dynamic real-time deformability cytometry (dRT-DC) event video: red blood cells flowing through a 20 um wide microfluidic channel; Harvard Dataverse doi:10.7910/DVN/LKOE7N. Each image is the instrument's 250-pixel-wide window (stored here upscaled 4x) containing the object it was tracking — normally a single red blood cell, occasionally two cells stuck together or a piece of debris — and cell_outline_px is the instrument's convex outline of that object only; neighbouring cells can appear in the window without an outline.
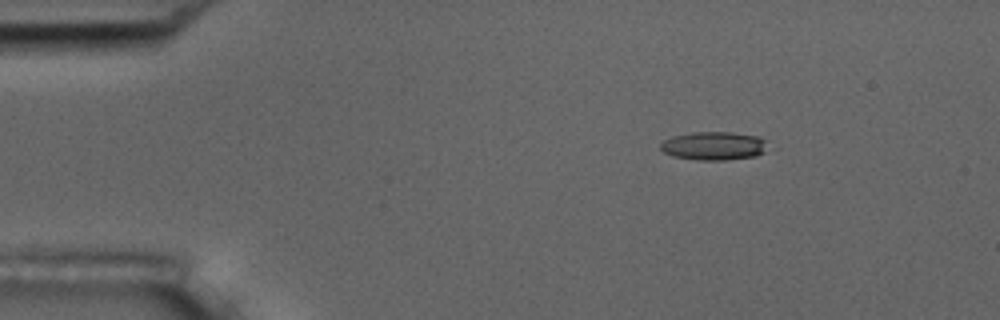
{"species": "common noctule bat (a hibernating species)", "species_latin": "Nyctalus noctula", "temperature_condition": "room temperature", "stored_images_in_passage": 5, "camera_frame_rate_fps": 3000, "um_per_image_px": 0.085, "animal": {"sex": "male", "body_mass_g": 17.5, "forearm_length_mm": 52.3}, "frame": {"image": 1, "passage_image": 1, "time_ms": 0.0, "image_size_px": [1000, 320], "cell_outline_px": [[780, 148], [756, 156], [728, 160], [696, 160], [672, 156], [664, 152], [660, 148], [660, 144], [664, 140], [672, 136], [692, 132], [732, 132], [760, 136]], "centroid_in_image_um": [60.87, 12.4], "position_along_channel_um": 24.1, "area_um2": 18.73}}
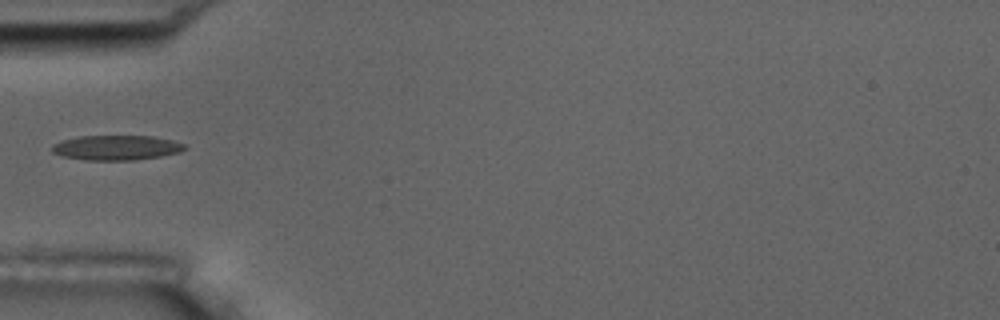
{"frame": {"image": 2, "passage_image": 4, "time_ms": 3.333, "image_size_px": [1000, 320], "cell_outline_px": [[188, 148], [180, 152], [160, 156], [132, 160], [84, 160], [64, 156], [52, 152], [52, 144], [60, 140], [80, 136], [152, 136], [172, 140], [184, 144]], "centroid_in_image_um": [9.88, 12.55], "position_along_channel_um": 75.1, "area_um2": 19.19}}